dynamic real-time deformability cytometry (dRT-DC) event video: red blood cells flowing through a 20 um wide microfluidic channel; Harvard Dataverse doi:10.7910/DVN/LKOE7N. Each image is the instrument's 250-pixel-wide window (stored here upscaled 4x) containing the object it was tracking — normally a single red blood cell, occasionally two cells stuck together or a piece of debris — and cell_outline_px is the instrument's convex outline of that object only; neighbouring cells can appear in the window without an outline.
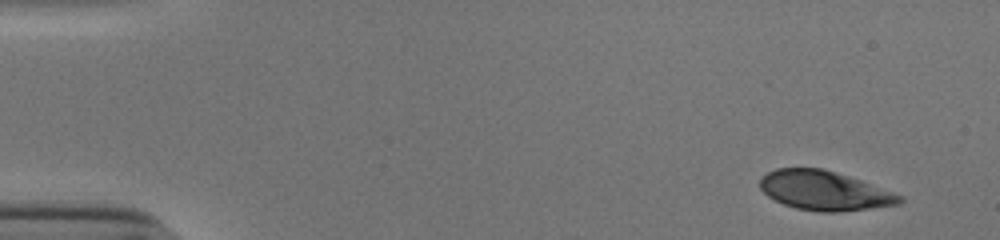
{"species": "human", "species_latin": "Homo sapiens", "temperature_condition": "cold", "stored_images_in_passage": 51, "camera_frame_rate_fps": 3000, "um_per_image_px": 0.085, "donor": {"sex": "male"}, "frame": {"image": 1, "passage_image": 1, "time_ms": 0.0, "image_size_px": [1000, 240], "cell_outline_px": [[904, 200], [900, 204], [836, 212], [820, 212], [796, 208], [784, 204], [768, 196], [760, 188], [760, 176], [776, 168], [820, 168], [860, 180], [904, 196]], "centroid_in_image_um": [70.05, 16.2], "position_along_channel_um": 14.9, "area_um2": 31.67}}
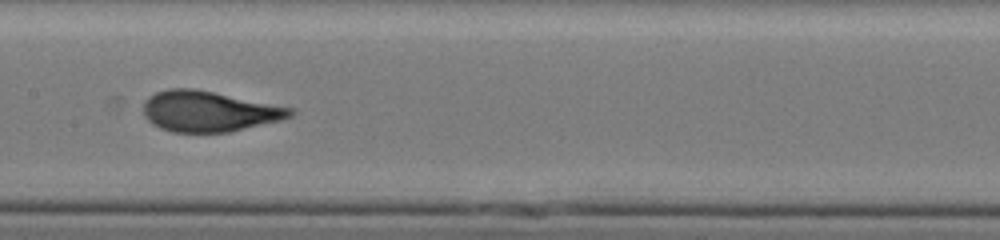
{"frame": {"image": 2, "passage_image": 25, "time_ms": 8.0, "image_size_px": [1000, 240], "cell_outline_px": [[296, 112], [292, 116], [280, 120], [228, 132], [172, 132], [160, 128], [152, 124], [144, 116], [144, 100], [148, 96], [156, 92], [168, 88], [196, 88], [292, 108]], "centroid_in_image_um": [17.72, 9.45], "position_along_channel_um": 189.7, "area_um2": 34.74}}
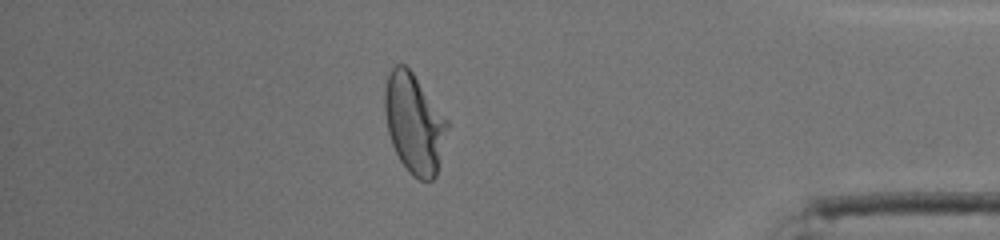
{"frame": {"image": 3, "passage_image": 44, "time_ms": 14.333, "image_size_px": [1000, 240], "cell_outline_px": [[448, 128], [436, 176], [432, 180], [420, 180], [412, 176], [408, 172], [400, 160], [392, 144], [388, 132], [384, 112], [384, 88], [388, 72], [396, 64], [404, 64], [412, 72], [448, 120]], "centroid_in_image_um": [35.19, 10.49], "position_along_channel_um": 400.0, "area_um2": 36.3}, "authors_computed_cell_mechanics": {"area_um2": 34.4488, "velocity_mm_per_s": 3.8403, "shape_relaxation_time_tau1_ms": 5.3441, "shape_relaxation_time_tau2_ms": 0.8253, "deformation_change_tau1": 0.1993, "deformation_change_tau2": 0.0767}}